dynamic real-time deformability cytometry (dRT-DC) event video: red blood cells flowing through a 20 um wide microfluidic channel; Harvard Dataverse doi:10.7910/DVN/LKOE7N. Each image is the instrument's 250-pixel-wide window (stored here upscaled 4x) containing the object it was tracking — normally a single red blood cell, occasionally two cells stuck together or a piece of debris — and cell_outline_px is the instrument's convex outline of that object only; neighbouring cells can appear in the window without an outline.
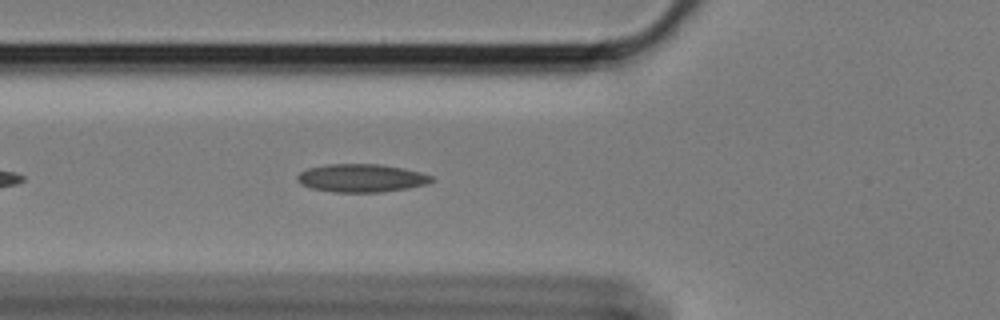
{"species": "Egyptian fruit bat (a non-hibernating species)", "species_latin": "Rousettus aegyptiacus", "temperature_condition": "cold", "stored_images_in_passage": 23, "camera_frame_rate_fps": 3000, "um_per_image_px": 0.085, "animal": {"sex": "female"}, "frame": {"image": 1, "passage_image": 3, "time_ms": 0.667, "image_size_px": [1000, 320], "cell_outline_px": [[436, 180], [428, 184], [380, 192], [332, 192], [312, 188], [300, 184], [296, 180], [296, 176], [300, 172], [308, 168], [328, 164], [380, 164], [404, 168], [420, 172], [432, 176]], "centroid_in_image_um": [30.71, 15.13], "position_along_channel_um": 95.1, "area_um2": 22.02}}
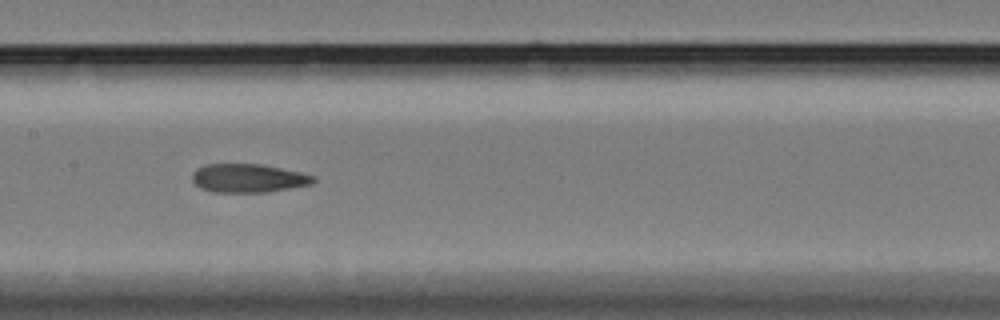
{"frame": {"image": 2, "passage_image": 11, "time_ms": 3.333, "image_size_px": [1000, 320], "cell_outline_px": [[316, 180], [312, 184], [268, 192], [212, 192], [200, 188], [192, 180], [192, 172], [196, 168], [204, 164], [264, 164], [300, 172], [316, 176]], "centroid_in_image_um": [21.1, 15.14], "position_along_channel_um": 186.3, "area_um2": 20.4}}
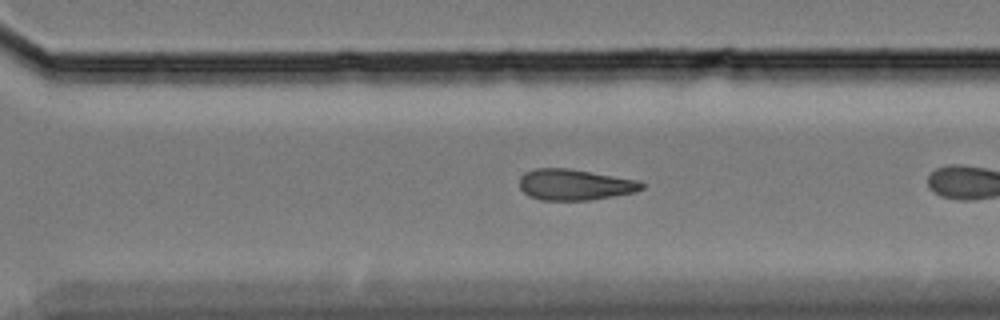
{"frame": {"image": 3, "passage_image": 20, "time_ms": 6.333, "image_size_px": [1000, 320], "cell_outline_px": [[644, 188], [636, 192], [588, 200], [540, 200], [528, 196], [520, 188], [520, 176], [524, 172], [536, 168], [568, 168], [640, 180], [644, 184]], "centroid_in_image_um": [48.85, 15.69], "position_along_channel_um": 321.7, "area_um2": 22.2}}